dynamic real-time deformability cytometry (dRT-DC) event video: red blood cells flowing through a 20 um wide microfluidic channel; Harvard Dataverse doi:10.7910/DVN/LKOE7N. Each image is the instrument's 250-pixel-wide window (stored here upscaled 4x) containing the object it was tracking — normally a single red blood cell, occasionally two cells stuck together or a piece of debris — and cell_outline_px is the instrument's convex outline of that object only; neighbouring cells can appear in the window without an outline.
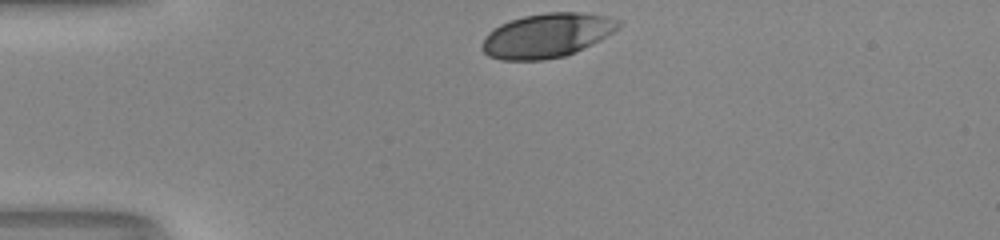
{"species": "human", "species_latin": "Homo sapiens", "temperature_condition": "room temperature", "stored_images_in_passage": 30, "camera_frame_rate_fps": 3000, "um_per_image_px": 0.085, "donor": {"sex": "male"}, "frame": {"image": 1, "passage_image": 1, "time_ms": 0.0, "image_size_px": [1000, 240], "cell_outline_px": [[620, 24], [612, 32], [564, 56], [544, 60], [500, 60], [488, 56], [480, 48], [480, 44], [488, 32], [500, 24], [524, 16], [548, 12], [580, 12], [608, 16], [620, 20]], "centroid_in_image_um": [46.4, 3.01], "position_along_channel_um": 38.6, "area_um2": 34.68}}
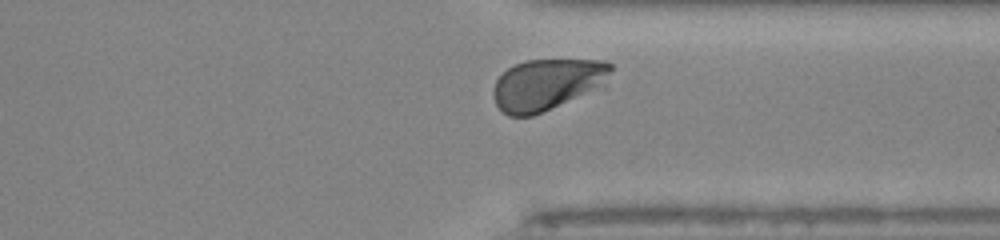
{"frame": {"image": 2, "passage_image": 28, "time_ms": 9.0, "image_size_px": [1000, 240], "cell_outline_px": [[612, 68], [604, 88], [532, 116], [508, 116], [496, 104], [492, 96], [492, 92], [496, 80], [508, 68], [524, 60], [604, 60], [612, 64]], "centroid_in_image_um": [46.54, 7.18], "position_along_channel_um": 364.9, "area_um2": 35.55}, "authors_computed_cell_mechanics": {"area_um2": 35.8071, "velocity_mm_per_s": 4.1049, "shape_relaxation_time_tau1_ms": 1.7928, "shape_relaxation_time_tau2_ms": null, "deformation_change_tau1": 0.1439, "deformation_change_tau2": null}}